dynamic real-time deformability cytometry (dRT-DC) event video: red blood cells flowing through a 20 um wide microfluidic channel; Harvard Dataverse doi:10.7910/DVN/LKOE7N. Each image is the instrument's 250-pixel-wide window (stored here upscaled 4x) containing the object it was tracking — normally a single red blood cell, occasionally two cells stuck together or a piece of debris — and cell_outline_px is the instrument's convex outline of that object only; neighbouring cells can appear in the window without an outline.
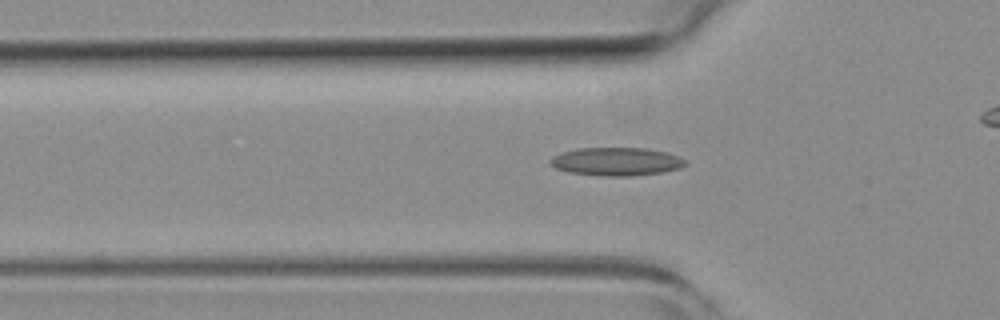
{"species": "common noctule bat (a hibernating species)", "species_latin": "Nyctalus noctula", "temperature_condition": "room temperature", "stored_images_in_passage": 43, "camera_frame_rate_fps": 3000, "um_per_image_px": 0.085, "animal": {"sex": "female", "body_mass_g": 19.3, "forearm_length_mm": 54.1}, "frame": {"image": 1, "passage_image": 17, "time_ms": 5.333, "image_size_px": [1000, 320], "cell_outline_px": [[688, 164], [680, 168], [660, 172], [632, 176], [604, 176], [568, 172], [556, 168], [548, 160], [552, 156], [576, 148], [644, 148], [668, 152], [684, 160]], "centroid_in_image_um": [52.38, 13.73], "position_along_channel_um": 73.4, "area_um2": 22.08}}
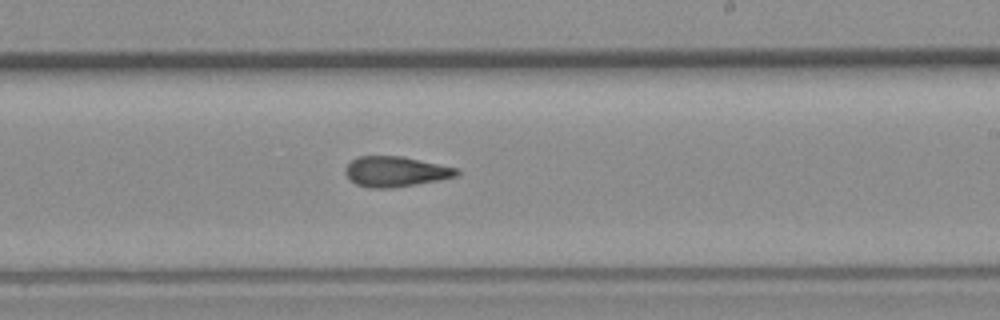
{"frame": {"image": 2, "passage_image": 31, "time_ms": 10.0, "image_size_px": [1000, 320], "cell_outline_px": [[460, 172], [456, 176], [416, 184], [392, 188], [368, 188], [356, 184], [344, 172], [344, 168], [356, 156], [404, 156], [460, 168]], "centroid_in_image_um": [33.63, 14.57], "position_along_channel_um": 255.4, "area_um2": 19.77}}
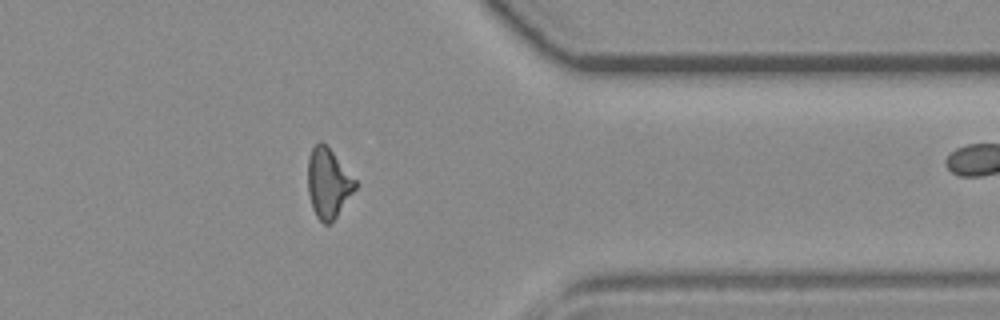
{"frame": {"image": 3, "passage_image": 42, "time_ms": 13.667, "image_size_px": [1000, 320], "cell_outline_px": [[356, 188], [336, 216], [328, 224], [324, 224], [316, 216], [312, 208], [308, 192], [308, 156], [312, 148], [320, 140], [328, 144], [356, 180]], "centroid_in_image_um": [27.89, 15.51], "position_along_channel_um": 383.5, "area_um2": 19.31}}